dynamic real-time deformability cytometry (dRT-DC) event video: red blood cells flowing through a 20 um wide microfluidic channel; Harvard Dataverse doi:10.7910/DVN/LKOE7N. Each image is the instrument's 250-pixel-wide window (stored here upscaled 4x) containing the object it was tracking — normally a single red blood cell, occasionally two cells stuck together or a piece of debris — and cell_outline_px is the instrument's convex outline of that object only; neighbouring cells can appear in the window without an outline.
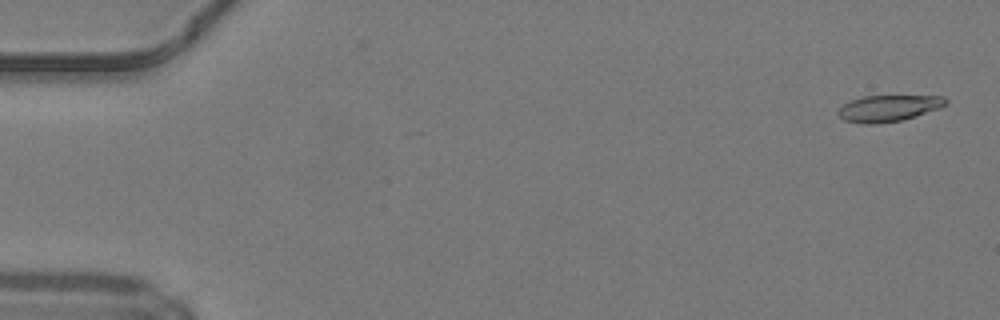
{"species": "common noctule bat (a hibernating species)", "species_latin": "Nyctalus noctula", "temperature_condition": "warm", "stored_images_in_passage": 2, "camera_frame_rate_fps": 3000, "um_per_image_px": 0.085, "animal": {"sex": "male", "body_mass_g": 19.2, "forearm_length_mm": 51.8}, "frame": {"image": 1, "passage_image": 2, "time_ms": 0.333, "image_size_px": [1000, 320], "cell_outline_px": [[948, 104], [940, 108], [900, 120], [876, 124], [864, 124], [844, 120], [836, 112], [844, 104], [852, 100], [864, 96], [944, 96], [948, 100]], "centroid_in_image_um": [75.53, 9.19], "position_along_channel_um": 9.5, "area_um2": 16.36}}